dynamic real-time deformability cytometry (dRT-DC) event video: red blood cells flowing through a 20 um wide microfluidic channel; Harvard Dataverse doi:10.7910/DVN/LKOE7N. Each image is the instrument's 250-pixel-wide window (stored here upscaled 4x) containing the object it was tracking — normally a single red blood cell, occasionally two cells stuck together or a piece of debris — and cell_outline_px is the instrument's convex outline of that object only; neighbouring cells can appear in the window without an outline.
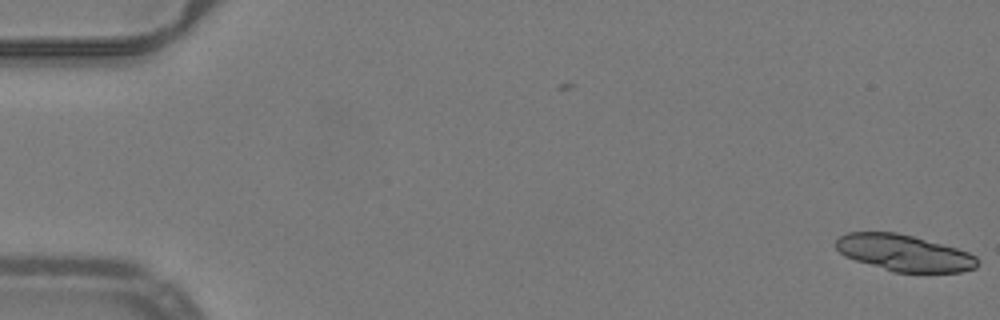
{"species": "common noctule bat (a hibernating species)", "species_latin": "Nyctalus noctula", "temperature_condition": "warm", "stored_images_in_passage": 53, "camera_frame_rate_fps": 3000, "um_per_image_px": 0.085, "animal": {"sex": "male", "body_mass_g": 19.2, "forearm_length_mm": 51.8}, "frame": {"image": 1, "passage_image": 1, "time_ms": 0.0, "image_size_px": [1000, 320], "cell_outline_px": [[976, 268], [960, 272], [892, 272], [844, 256], [836, 248], [836, 240], [840, 236], [848, 232], [896, 232], [912, 236], [956, 248], [968, 252], [976, 256]], "centroid_in_image_um": [76.82, 21.5], "position_along_channel_um": 8.2, "area_um2": 29.77}}
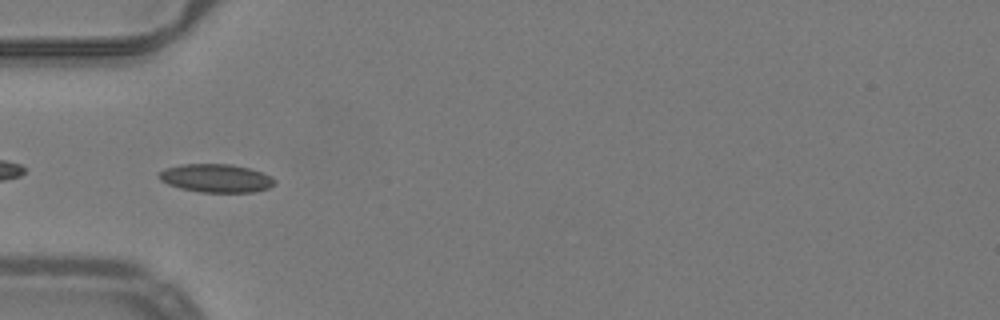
{"frame": {"image": 2, "passage_image": 18, "time_ms": 5.667, "image_size_px": [1000, 320], "cell_outline_px": [[276, 184], [268, 188], [252, 192], [200, 192], [180, 188], [168, 184], [160, 180], [156, 176], [156, 172], [164, 168], [180, 164], [232, 164], [264, 172], [272, 176], [276, 180]], "centroid_in_image_um": [18.34, 15.14], "position_along_channel_um": 66.7, "area_um2": 19.42}}
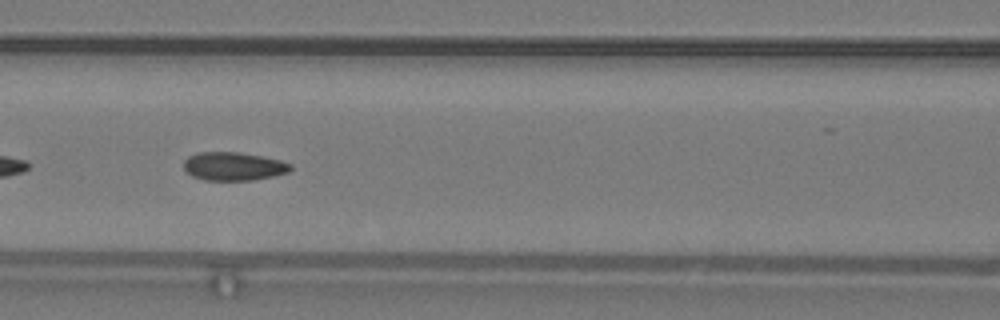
{"frame": {"image": 3, "passage_image": 24, "time_ms": 7.667, "image_size_px": [1000, 320], "cell_outline_px": [[292, 168], [288, 172], [272, 176], [252, 180], [204, 180], [192, 176], [184, 168], [184, 160], [188, 156], [196, 152], [236, 152], [264, 156], [280, 160], [292, 164]], "centroid_in_image_um": [19.84, 14.13], "position_along_channel_um": 146.8, "area_um2": 17.69}, "authors_computed_cell_mechanics": {"area_um2": 18.207, "velocity_mm_per_s": 3.9987, "shape_relaxation_time_tau1_ms": null, "shape_relaxation_time_tau2_ms": 1.3933, "deformation_change_tau1": null, "deformation_change_tau2": 0.0536}}